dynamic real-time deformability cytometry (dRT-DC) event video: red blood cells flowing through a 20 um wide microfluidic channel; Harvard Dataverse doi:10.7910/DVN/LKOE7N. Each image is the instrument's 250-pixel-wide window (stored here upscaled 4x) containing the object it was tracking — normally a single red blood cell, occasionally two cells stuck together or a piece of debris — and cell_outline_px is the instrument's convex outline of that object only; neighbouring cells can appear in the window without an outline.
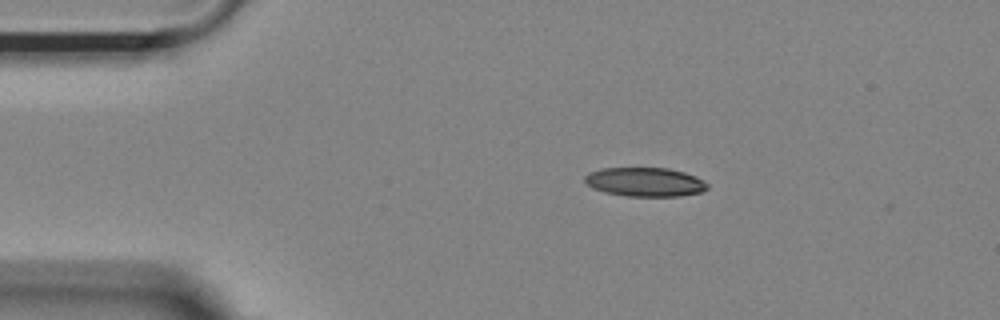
{"species": "Egyptian fruit bat (a non-hibernating species)", "species_latin": "Rousettus aegyptiacus", "temperature_condition": "room temperature", "stored_images_in_passage": 45, "camera_frame_rate_fps": 3000, "um_per_image_px": 0.085, "animal": {"sex": "female"}, "frame": {"image": 1, "passage_image": 1, "time_ms": 0.0, "image_size_px": [1000, 320], "cell_outline_px": [[708, 188], [704, 192], [680, 196], [628, 196], [604, 192], [592, 188], [584, 180], [584, 176], [588, 172], [600, 168], [668, 168], [684, 172], [696, 176], [704, 180], [708, 184]], "centroid_in_image_um": [54.84, 15.47], "position_along_channel_um": 30.2, "area_um2": 20.92}}
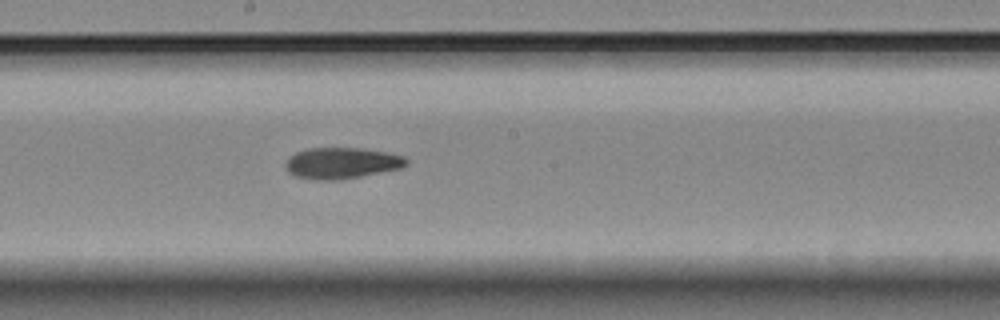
{"frame": {"image": 2, "passage_image": 20, "time_ms": 6.333, "image_size_px": [1000, 320], "cell_outline_px": [[408, 164], [404, 168], [340, 180], [320, 180], [296, 176], [288, 172], [284, 164], [288, 156], [296, 152], [308, 148], [364, 148], [388, 152], [404, 156], [408, 160]], "centroid_in_image_um": [29.07, 13.85], "position_along_channel_um": 219.1, "area_um2": 22.25}}
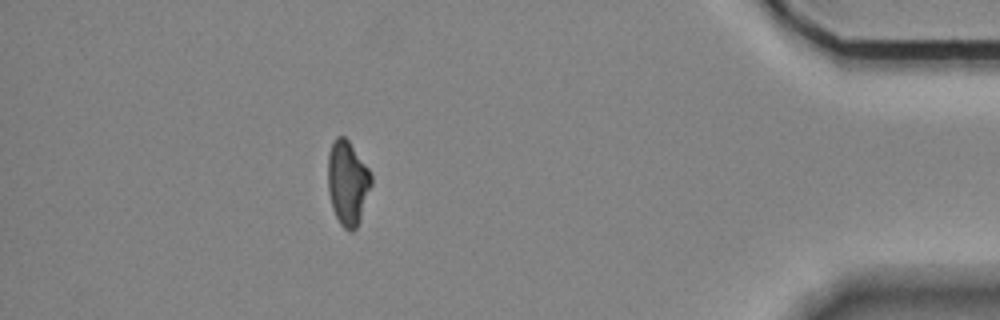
{"frame": {"image": 3, "passage_image": 39, "time_ms": 12.667, "image_size_px": [1000, 320], "cell_outline_px": [[372, 184], [360, 220], [356, 228], [352, 232], [348, 232], [340, 224], [332, 208], [328, 192], [328, 152], [336, 136], [344, 136], [348, 140], [368, 168], [372, 176]], "centroid_in_image_um": [29.54, 15.56], "position_along_channel_um": 405.7, "area_um2": 21.39}}